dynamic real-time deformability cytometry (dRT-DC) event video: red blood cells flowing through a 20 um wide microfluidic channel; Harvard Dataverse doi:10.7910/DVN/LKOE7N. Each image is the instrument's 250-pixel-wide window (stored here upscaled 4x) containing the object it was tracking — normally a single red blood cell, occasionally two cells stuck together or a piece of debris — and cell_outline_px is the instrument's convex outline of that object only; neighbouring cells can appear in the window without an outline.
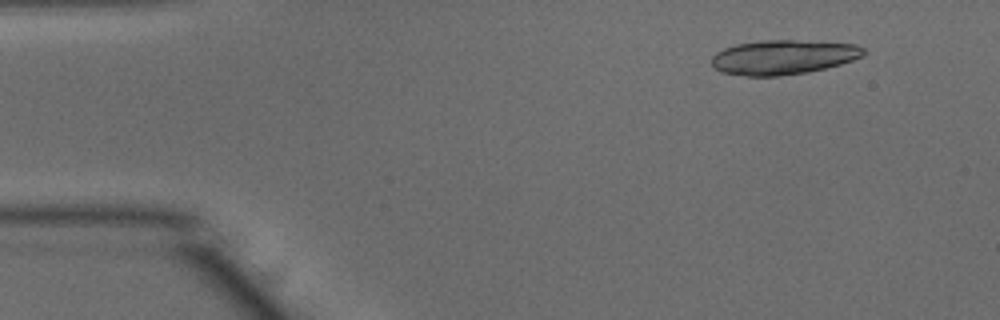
{"species": "common noctule bat (a hibernating species)", "species_latin": "Nyctalus noctula", "temperature_condition": "warm", "stored_images_in_passage": 46, "camera_frame_rate_fps": 3000, "um_per_image_px": 0.085, "animal": {"sex": "male", "body_mass_g": 15.6}, "frame": {"image": 1, "passage_image": 1, "time_ms": 0.0, "image_size_px": [1000, 320], "cell_outline_px": [[864, 52], [860, 56], [852, 60], [840, 64], [808, 72], [780, 76], [748, 76], [720, 72], [712, 64], [712, 56], [716, 52], [724, 48], [736, 44], [760, 40], [792, 40], [856, 44], [864, 48]], "centroid_in_image_um": [66.53, 4.86], "position_along_channel_um": 18.5, "area_um2": 30.4}}